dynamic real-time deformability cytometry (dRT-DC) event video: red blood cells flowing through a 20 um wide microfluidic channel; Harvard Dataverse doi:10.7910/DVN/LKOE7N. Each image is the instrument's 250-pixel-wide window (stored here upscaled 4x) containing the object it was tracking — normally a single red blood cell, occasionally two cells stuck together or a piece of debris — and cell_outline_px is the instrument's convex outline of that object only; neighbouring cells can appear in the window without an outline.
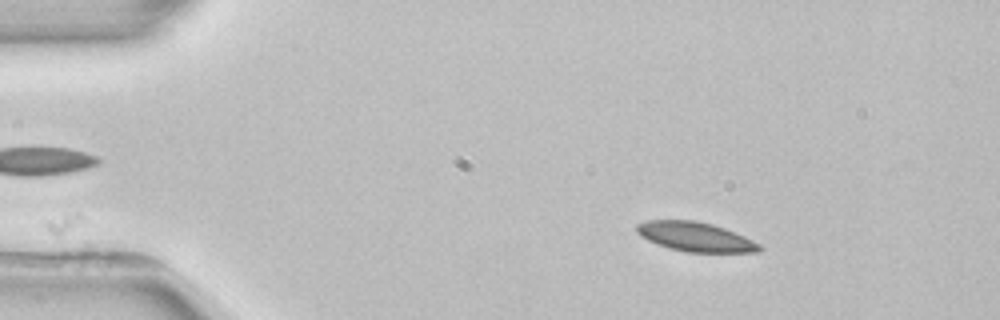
{"species": "common noctule bat (a hibernating species)", "species_latin": "Nyctalus noctula", "temperature_condition": "room temperature", "stored_images_in_passage": 4, "camera_frame_rate_fps": 3000, "um_per_image_px": 0.085, "animal": {"sex": "female", "body_mass_g": 22.7, "forearm_length_mm": 54.2}, "frame": {"image": 1, "passage_image": 2, "time_ms": 1.333, "image_size_px": [1000, 320], "cell_outline_px": [[764, 248], [760, 252], [688, 252], [668, 248], [648, 240], [640, 236], [636, 232], [636, 224], [648, 220], [692, 220], [712, 224], [724, 228], [744, 236], [760, 244]], "centroid_in_image_um": [59.1, 20.13], "position_along_channel_um": 25.9, "area_um2": 20.98}}
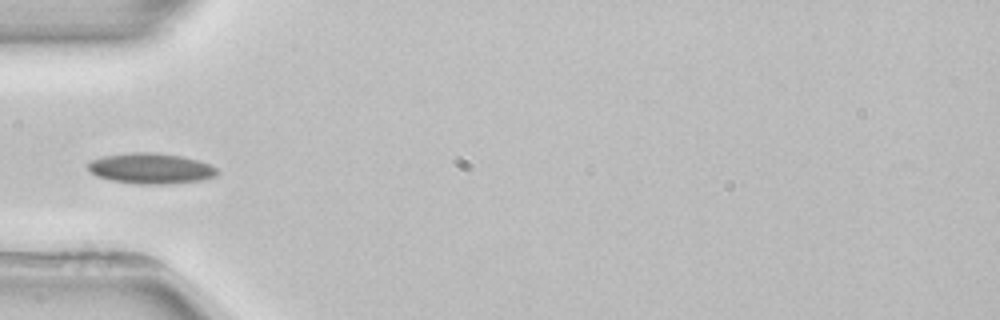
{"frame": {"image": 2, "passage_image": 4, "time_ms": 4.333, "image_size_px": [1000, 320], "cell_outline_px": [[220, 172], [216, 176], [200, 180], [164, 184], [136, 184], [112, 180], [96, 176], [88, 168], [88, 164], [92, 160], [104, 156], [136, 152], [156, 152], [180, 156], [196, 160], [208, 164], [216, 168]], "centroid_in_image_um": [12.83, 14.32], "position_along_channel_um": 72.2, "area_um2": 22.77}}